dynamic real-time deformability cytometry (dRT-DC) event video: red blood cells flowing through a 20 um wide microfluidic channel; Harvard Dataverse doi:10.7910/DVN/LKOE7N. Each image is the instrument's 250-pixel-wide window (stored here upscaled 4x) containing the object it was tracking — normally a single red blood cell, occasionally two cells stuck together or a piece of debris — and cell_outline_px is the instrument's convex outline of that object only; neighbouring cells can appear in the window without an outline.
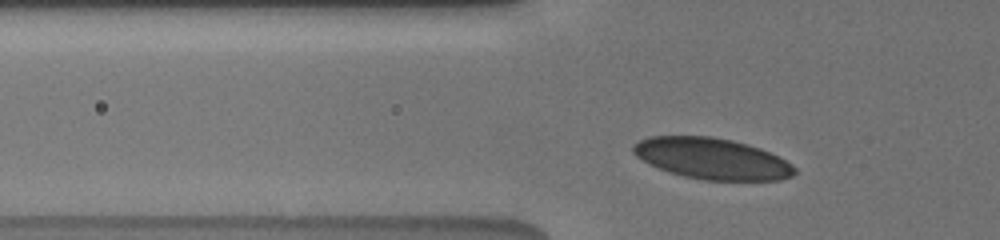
{"species": "human", "species_latin": "Homo sapiens", "temperature_condition": "cold", "stored_images_in_passage": 37, "camera_frame_rate_fps": 3000, "um_per_image_px": 0.085, "donor": {"sex": "male"}, "frame": {"image": 1, "passage_image": 6, "time_ms": 1.667, "image_size_px": [1000, 240], "cell_outline_px": [[796, 172], [792, 176], [780, 180], [704, 180], [684, 176], [668, 172], [648, 164], [636, 156], [632, 152], [632, 144], [648, 136], [712, 136], [732, 140], [748, 144], [760, 148], [792, 164], [796, 168]], "centroid_in_image_um": [60.48, 13.48], "position_along_channel_um": 65.3, "area_um2": 38.78}}
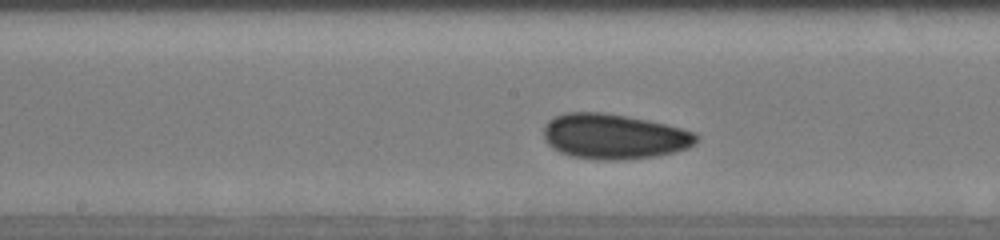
{"frame": {"image": 2, "passage_image": 17, "time_ms": 5.333, "image_size_px": [1000, 240], "cell_outline_px": [[700, 140], [696, 144], [688, 148], [656, 156], [616, 160], [596, 160], [572, 156], [560, 152], [552, 148], [544, 140], [544, 124], [548, 120], [556, 116], [568, 112], [604, 112], [628, 116], [648, 120], [696, 132], [700, 136]], "centroid_in_image_um": [52.2, 11.59], "position_along_channel_um": 196.0, "area_um2": 40.46}}
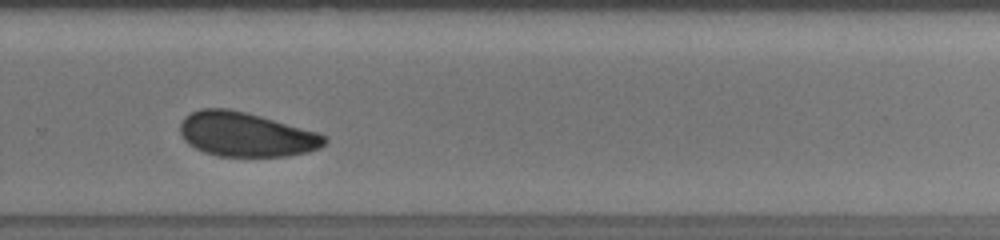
{"frame": {"image": 3, "passage_image": 26, "time_ms": 8.333, "image_size_px": [1000, 240], "cell_outline_px": [[328, 140], [320, 148], [308, 152], [288, 156], [216, 156], [204, 152], [188, 144], [184, 140], [180, 132], [180, 124], [184, 116], [200, 108], [228, 108], [260, 116], [320, 132], [328, 136]], "centroid_in_image_um": [20.93, 11.43], "position_along_channel_um": 308.9, "area_um2": 37.57}, "authors_computed_cell_mechanics": {"area_um2": 38.6104, "velocity_mm_per_s": 3.7719, "shape_relaxation_time_tau1_ms": 3.0901, "shape_relaxation_time_tau2_ms": 4.0707, "deformation_change_tau1": 0.0444, "deformation_change_tau2": 0.078}}